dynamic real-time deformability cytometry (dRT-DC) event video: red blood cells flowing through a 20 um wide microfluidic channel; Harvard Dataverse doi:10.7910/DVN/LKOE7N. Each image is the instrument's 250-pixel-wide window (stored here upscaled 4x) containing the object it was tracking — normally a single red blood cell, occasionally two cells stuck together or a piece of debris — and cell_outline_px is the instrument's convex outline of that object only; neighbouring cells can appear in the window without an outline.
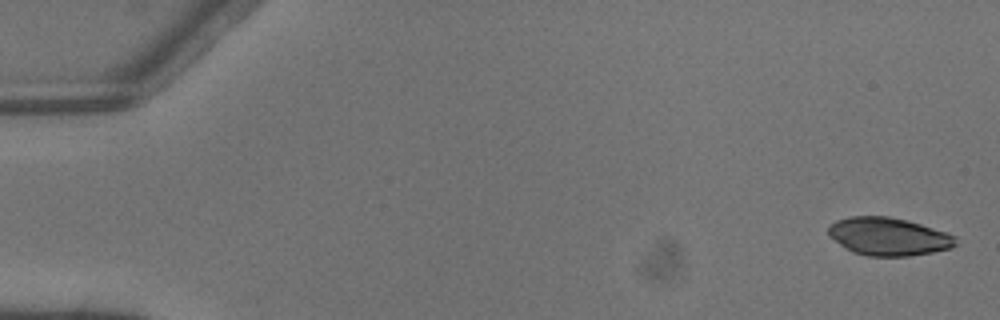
{"species": "common noctule bat (a hibernating species)", "species_latin": "Nyctalus noctula", "temperature_condition": "warm", "stored_images_in_passage": 4, "camera_frame_rate_fps": 3000, "um_per_image_px": 0.085, "animal": {"sex": "male", "body_mass_g": 13.3}, "frame": {"image": 1, "passage_image": 1, "time_ms": 0.0, "image_size_px": [1000, 320], "cell_outline_px": [[956, 244], [952, 248], [932, 252], [908, 256], [868, 256], [852, 252], [844, 248], [828, 236], [828, 228], [836, 220], [848, 216], [888, 216], [908, 220], [948, 232], [956, 236]], "centroid_in_image_um": [75.52, 20.1], "position_along_channel_um": 9.5, "area_um2": 28.44}}
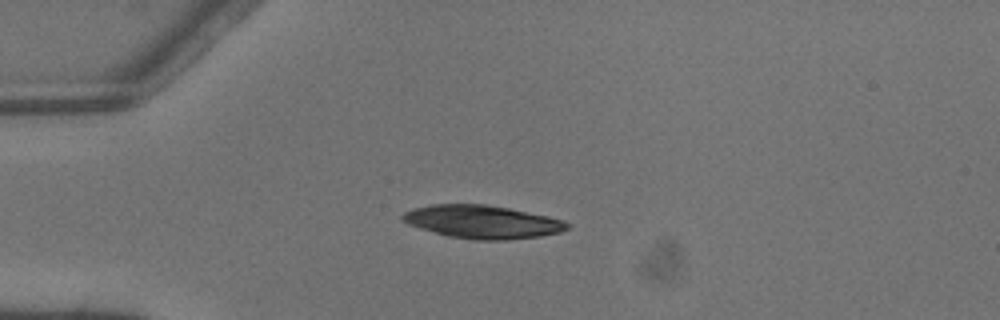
{"frame": {"image": 2, "passage_image": 4, "time_ms": 1.0, "image_size_px": [1000, 320], "cell_outline_px": [[572, 228], [560, 232], [540, 236], [508, 240], [476, 240], [448, 236], [420, 228], [408, 224], [400, 220], [400, 216], [404, 212], [412, 208], [432, 204], [484, 204], [508, 208], [548, 216], [564, 220], [572, 224]], "centroid_in_image_um": [41.01, 18.86], "position_along_channel_um": 44.0, "area_um2": 32.02}}